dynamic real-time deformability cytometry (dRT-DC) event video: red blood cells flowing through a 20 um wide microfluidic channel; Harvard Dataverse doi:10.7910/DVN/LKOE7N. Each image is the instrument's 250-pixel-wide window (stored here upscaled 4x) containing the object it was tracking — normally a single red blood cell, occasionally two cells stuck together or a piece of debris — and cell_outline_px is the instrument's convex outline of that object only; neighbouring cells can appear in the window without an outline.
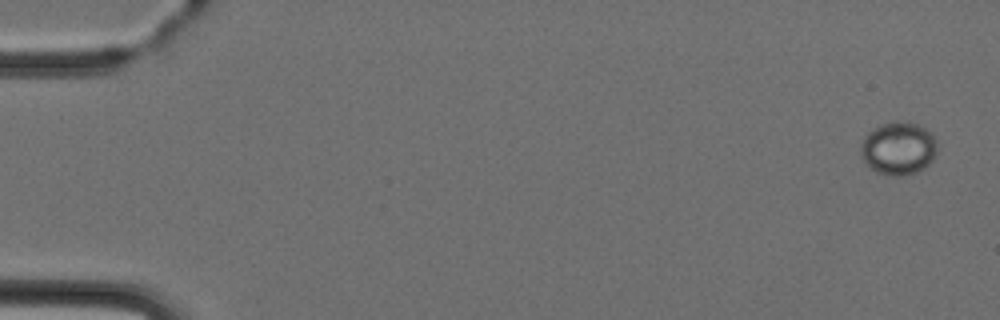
{"species": "Egyptian fruit bat (a non-hibernating species)", "species_latin": "Rousettus aegyptiacus", "temperature_condition": "cold", "stored_images_in_passage": 6, "camera_frame_rate_fps": 3000, "um_per_image_px": 0.085, "animal": {"sex": "female"}, "frame": {"image": 1, "passage_image": 1, "time_ms": 0.0, "image_size_px": [1000, 320], "cell_outline_px": [[936, 152], [932, 160], [924, 168], [916, 172], [904, 176], [888, 176], [876, 172], [864, 164], [860, 152], [860, 144], [864, 136], [872, 128], [880, 124], [896, 120], [908, 120], [924, 128], [936, 140]], "centroid_in_image_um": [76.31, 12.61], "position_along_channel_um": 8.7, "area_um2": 24.04}}
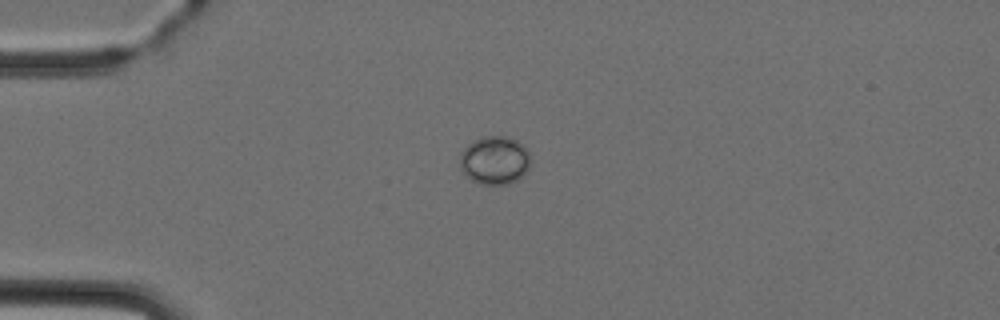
{"frame": {"image": 2, "passage_image": 4, "time_ms": 3.667, "image_size_px": [1000, 320], "cell_outline_px": [[528, 168], [524, 176], [520, 180], [508, 184], [480, 184], [472, 180], [460, 168], [460, 152], [472, 140], [480, 136], [508, 136], [524, 144], [528, 152]], "centroid_in_image_um": [42.04, 13.61], "position_along_channel_um": 43.0, "area_um2": 20.11}}
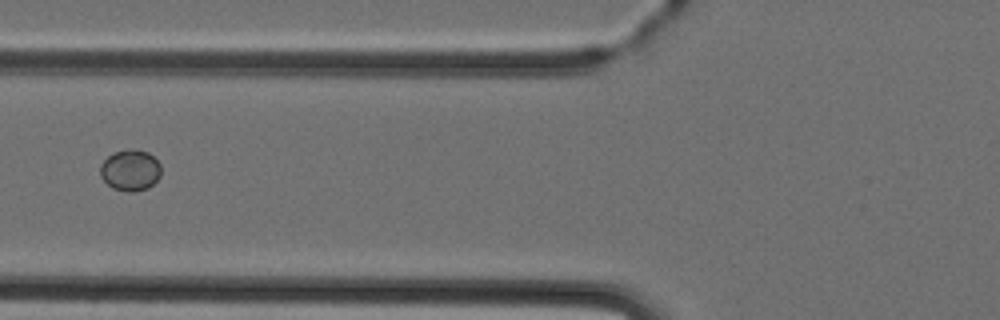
{"frame": {"image": 3, "passage_image": 6, "time_ms": 6.0, "image_size_px": [1000, 320], "cell_outline_px": [[160, 176], [148, 188], [136, 192], [128, 192], [112, 188], [100, 176], [100, 164], [108, 156], [116, 152], [132, 148], [136, 148], [148, 152], [160, 164]], "centroid_in_image_um": [11.07, 14.47], "position_along_channel_um": 114.7, "area_um2": 14.62}}